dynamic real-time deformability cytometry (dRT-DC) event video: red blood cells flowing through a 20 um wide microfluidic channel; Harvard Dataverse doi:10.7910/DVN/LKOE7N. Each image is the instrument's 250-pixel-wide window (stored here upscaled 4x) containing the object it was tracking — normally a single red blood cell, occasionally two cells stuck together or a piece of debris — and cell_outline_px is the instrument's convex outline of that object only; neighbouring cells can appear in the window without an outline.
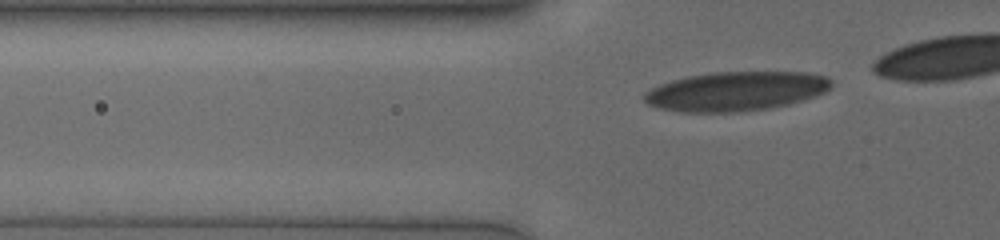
{"species": "human", "species_latin": "Homo sapiens", "temperature_condition": "cold", "stored_images_in_passage": 29, "camera_frame_rate_fps": 3000, "um_per_image_px": 0.085, "donor": {"sex": "male"}, "frame": {"image": 1, "passage_image": 2, "time_ms": 0.333, "image_size_px": [1000, 240], "cell_outline_px": [[832, 84], [824, 92], [788, 104], [768, 108], [732, 112], [684, 112], [664, 108], [648, 104], [644, 100], [644, 96], [652, 88], [660, 84], [672, 80], [688, 76], [712, 72], [808, 72], [824, 76], [832, 80]], "centroid_in_image_um": [62.56, 7.74], "position_along_channel_um": 63.2, "area_um2": 42.19}}
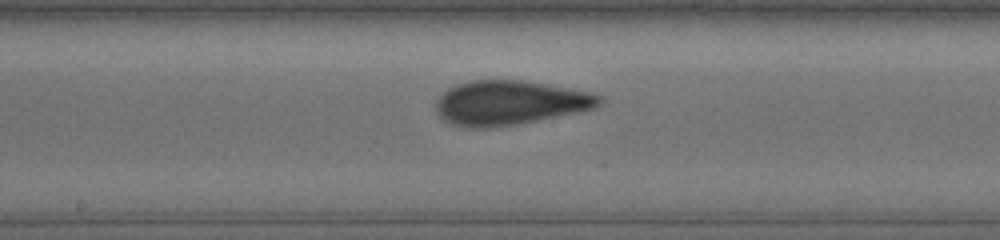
{"frame": {"image": 2, "passage_image": 14, "time_ms": 4.333, "image_size_px": [1000, 240], "cell_outline_px": [[604, 100], [600, 104], [592, 108], [580, 112], [516, 124], [492, 128], [468, 128], [452, 124], [444, 120], [436, 112], [436, 100], [448, 88], [456, 84], [472, 80], [520, 80], [544, 84], [588, 92], [600, 96]], "centroid_in_image_um": [43.28, 8.74], "position_along_channel_um": 204.9, "area_um2": 42.02}}
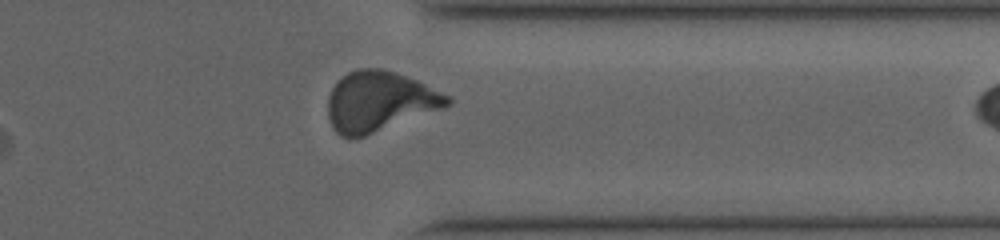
{"frame": {"image": 3, "passage_image": 28, "time_ms": 9.0, "image_size_px": [1000, 240], "cell_outline_px": [[452, 104], [444, 108], [364, 136], [348, 140], [340, 136], [332, 128], [328, 116], [328, 96], [332, 88], [348, 72], [356, 68], [380, 68], [416, 80], [448, 96], [452, 100]], "centroid_in_image_um": [32.21, 8.65], "position_along_channel_um": 379.2, "area_um2": 41.56}}